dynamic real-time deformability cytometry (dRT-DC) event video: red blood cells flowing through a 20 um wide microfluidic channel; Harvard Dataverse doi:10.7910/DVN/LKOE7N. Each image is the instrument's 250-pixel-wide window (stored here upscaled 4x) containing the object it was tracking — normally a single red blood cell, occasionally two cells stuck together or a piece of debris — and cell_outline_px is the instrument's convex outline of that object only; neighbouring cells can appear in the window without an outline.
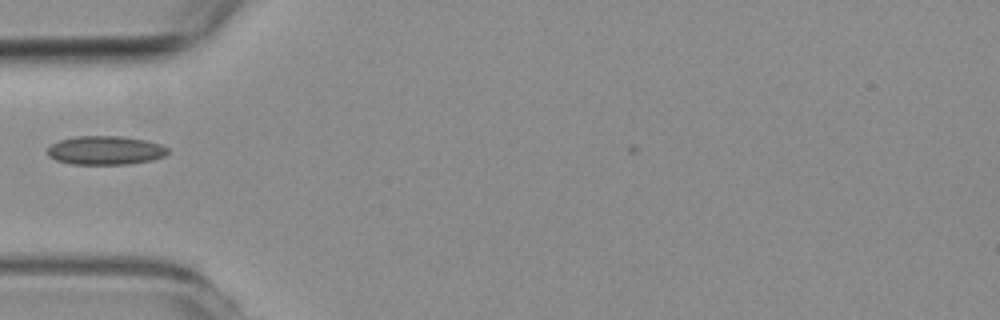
{"species": "common noctule bat (a hibernating species)", "species_latin": "Nyctalus noctula", "temperature_condition": "room temperature", "stored_images_in_passage": 5, "camera_frame_rate_fps": 3000, "um_per_image_px": 0.085, "animal": {"sex": "female", "body_mass_g": 19.3, "forearm_length_mm": 54.1}, "frame": {"image": 1, "passage_image": 1, "time_ms": 0.0, "image_size_px": [1000, 320], "cell_outline_px": [[168, 152], [164, 156], [152, 160], [128, 164], [72, 164], [56, 160], [48, 156], [48, 148], [52, 144], [60, 140], [76, 136], [120, 136], [144, 140], [160, 144], [168, 148]], "centroid_in_image_um": [8.95, 12.78], "position_along_channel_um": 76.0, "area_um2": 20.06}}